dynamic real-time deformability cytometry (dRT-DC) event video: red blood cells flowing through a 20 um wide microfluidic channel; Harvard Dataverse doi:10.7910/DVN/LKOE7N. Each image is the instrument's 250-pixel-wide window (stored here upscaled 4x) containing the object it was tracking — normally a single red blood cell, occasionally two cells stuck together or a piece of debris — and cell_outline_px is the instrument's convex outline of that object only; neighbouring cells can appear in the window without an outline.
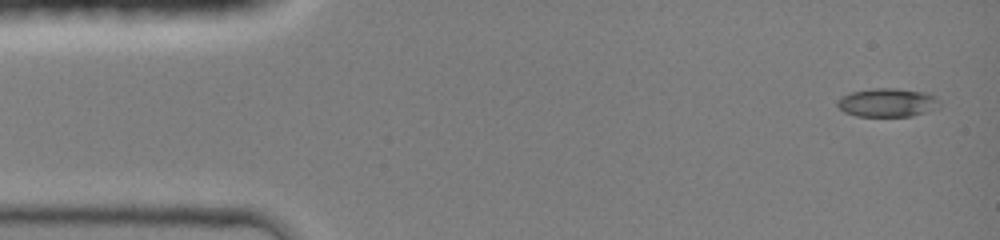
{"species": "common noctule bat (a hibernating species)", "species_latin": "Nyctalus noctula", "temperature_condition": "room temperature", "stored_images_in_passage": 6, "camera_frame_rate_fps": 3000, "um_per_image_px": 0.085, "animal": {"sex": "female", "body_mass_g": 19.0, "forearm_length_mm": 51.5}, "frame": {"image": 1, "passage_image": 1, "time_ms": 0.0, "image_size_px": [1000, 240], "cell_outline_px": [[940, 104], [936, 108], [928, 112], [912, 116], [856, 116], [844, 112], [836, 104], [836, 100], [840, 96], [852, 92], [872, 88], [896, 88], [928, 92], [936, 96], [940, 100]], "centroid_in_image_um": [75.45, 8.71], "position_along_channel_um": 9.6, "area_um2": 17.34}}